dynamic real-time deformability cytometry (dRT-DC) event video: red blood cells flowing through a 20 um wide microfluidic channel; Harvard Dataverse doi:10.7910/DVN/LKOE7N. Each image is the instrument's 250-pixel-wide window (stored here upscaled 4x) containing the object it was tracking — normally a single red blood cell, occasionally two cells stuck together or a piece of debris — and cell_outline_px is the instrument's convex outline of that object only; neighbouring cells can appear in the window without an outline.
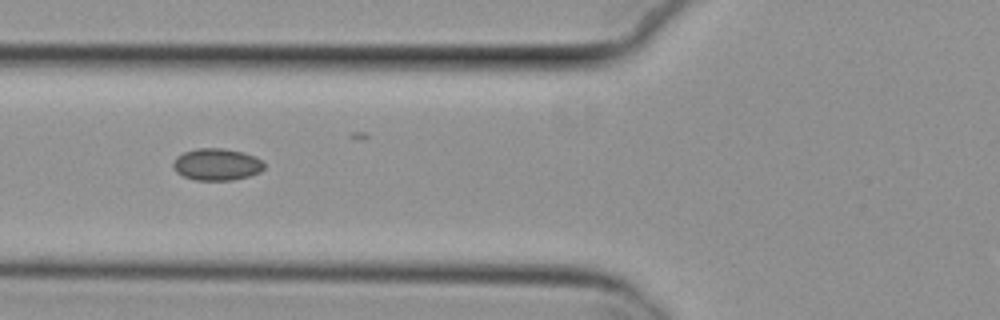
{"species": "common noctule bat (a hibernating species)", "species_latin": "Nyctalus noctula", "temperature_condition": "cold", "stored_images_in_passage": 4, "camera_frame_rate_fps": 3000, "um_per_image_px": 0.085, "animal": {"sex": "female", "body_mass_g": 29.2, "forearm_length_mm": 56.3}, "frame": {"image": 1, "passage_image": 2, "time_ms": 0.333, "image_size_px": [1000, 320], "cell_outline_px": [[264, 168], [260, 172], [248, 176], [232, 180], [196, 180], [184, 176], [176, 172], [172, 168], [172, 164], [176, 156], [184, 152], [196, 148], [224, 148], [244, 152], [256, 156], [264, 164]], "centroid_in_image_um": [18.41, 13.96], "position_along_channel_um": 107.4, "area_um2": 17.05}}